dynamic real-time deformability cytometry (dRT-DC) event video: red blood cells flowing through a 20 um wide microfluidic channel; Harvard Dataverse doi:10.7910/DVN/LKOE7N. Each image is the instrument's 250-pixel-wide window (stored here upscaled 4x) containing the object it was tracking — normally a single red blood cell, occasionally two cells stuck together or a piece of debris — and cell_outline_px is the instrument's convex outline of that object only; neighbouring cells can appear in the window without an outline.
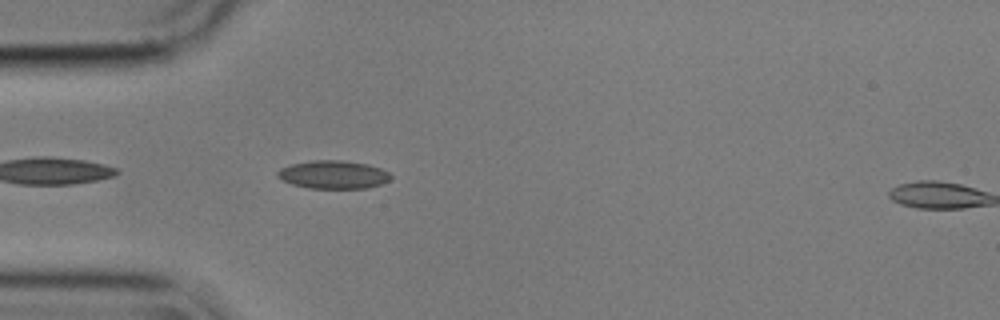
{"species": "common noctule bat (a hibernating species)", "species_latin": "Nyctalus noctula", "temperature_condition": "cold", "stored_images_in_passage": 4, "camera_frame_rate_fps": 3000, "um_per_image_px": 0.085, "animal": {"sex": "male", "body_mass_g": 17.9}, "frame": {"image": 1, "passage_image": 3, "time_ms": 0.667, "image_size_px": [1000, 320], "cell_outline_px": [[392, 176], [388, 180], [380, 184], [368, 188], [308, 188], [292, 184], [276, 176], [276, 172], [280, 168], [292, 164], [312, 160], [344, 160], [368, 164], [380, 168], [388, 172]], "centroid_in_image_um": [28.32, 14.83], "position_along_channel_um": 56.7, "area_um2": 18.55}}